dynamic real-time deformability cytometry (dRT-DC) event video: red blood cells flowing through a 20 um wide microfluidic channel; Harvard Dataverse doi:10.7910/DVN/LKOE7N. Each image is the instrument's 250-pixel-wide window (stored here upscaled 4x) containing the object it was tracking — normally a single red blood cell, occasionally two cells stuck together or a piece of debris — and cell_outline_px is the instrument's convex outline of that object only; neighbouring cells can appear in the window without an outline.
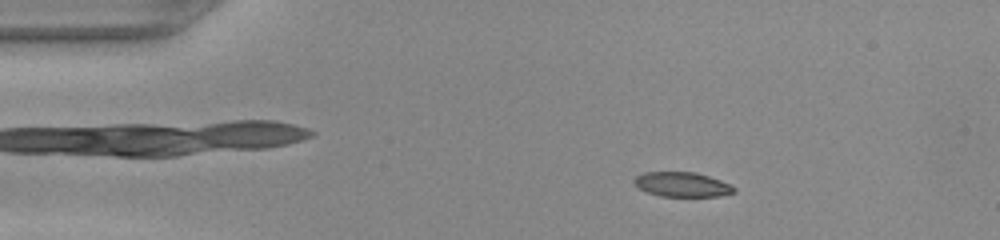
{"species": "common noctule bat (a hibernating species)", "species_latin": "Nyctalus noctula", "temperature_condition": "warm", "stored_images_in_passage": 46, "camera_frame_rate_fps": 3000, "um_per_image_px": 0.085, "animal": {"sex": "female", "body_mass_g": 22.0, "forearm_length_mm": 56.7}, "frame": {"image": 1, "passage_image": 5, "time_ms": 1.333, "image_size_px": [1000, 240], "cell_outline_px": [[736, 192], [720, 196], [660, 196], [636, 188], [632, 180], [636, 176], [644, 172], [696, 172], [732, 184], [736, 188]], "centroid_in_image_um": [57.98, 15.68], "position_along_channel_um": 27.0, "area_um2": 14.51}}
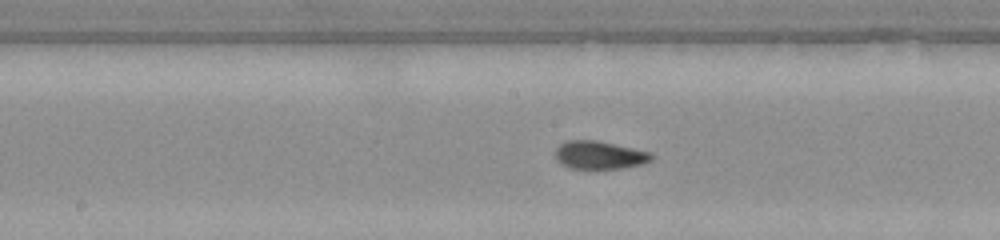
{"frame": {"image": 2, "passage_image": 22, "time_ms": 7.0, "image_size_px": [1000, 240], "cell_outline_px": [[652, 160], [644, 164], [624, 168], [592, 172], [568, 168], [560, 164], [556, 160], [556, 148], [560, 144], [568, 140], [596, 140], [652, 152]], "centroid_in_image_um": [50.94, 13.24], "position_along_channel_um": 197.3, "area_um2": 16.59}}
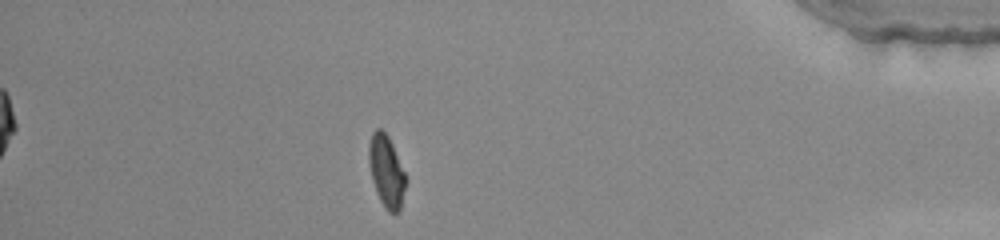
{"frame": {"image": 3, "passage_image": 40, "time_ms": 13.0, "image_size_px": [1000, 240], "cell_outline_px": [[408, 180], [400, 208], [396, 212], [388, 212], [384, 208], [376, 192], [372, 180], [368, 164], [368, 144], [372, 132], [376, 128], [380, 128], [388, 136], [392, 144]], "centroid_in_image_um": [32.83, 14.55], "position_along_channel_um": 402.4, "area_um2": 15.66}}